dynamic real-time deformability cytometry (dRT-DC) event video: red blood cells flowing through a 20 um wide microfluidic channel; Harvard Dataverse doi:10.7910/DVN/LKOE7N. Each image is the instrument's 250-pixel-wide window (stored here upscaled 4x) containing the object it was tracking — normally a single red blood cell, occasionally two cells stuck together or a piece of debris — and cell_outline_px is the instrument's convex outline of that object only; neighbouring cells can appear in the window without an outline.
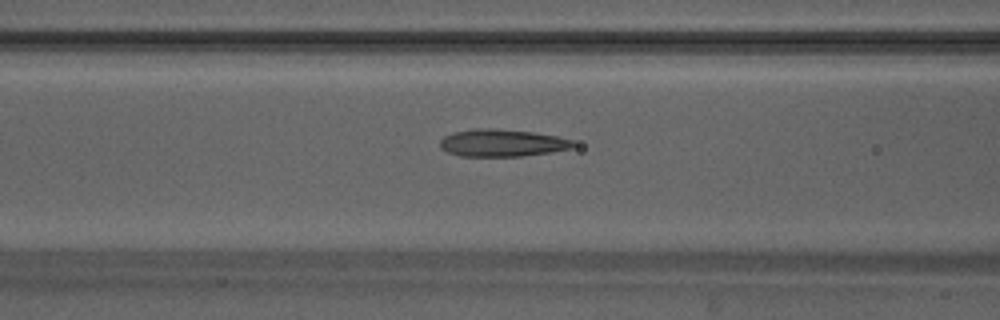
{"species": "Egyptian fruit bat (a non-hibernating species)", "species_latin": "Rousettus aegyptiacus", "temperature_condition": "warm", "stored_images_in_passage": 40, "camera_frame_rate_fps": 3000, "um_per_image_px": 0.085, "animal": {"sex": "male"}, "frame": {"image": 1, "passage_image": 11, "time_ms": 3.333, "image_size_px": [1000, 320], "cell_outline_px": [[576, 144], [572, 148], [552, 152], [520, 156], [460, 156], [448, 152], [440, 148], [440, 140], [444, 136], [452, 132], [472, 128], [496, 128], [532, 132], [556, 136], [572, 140]], "centroid_in_image_um": [42.65, 12.14], "position_along_channel_um": 124.0, "area_um2": 21.33}}
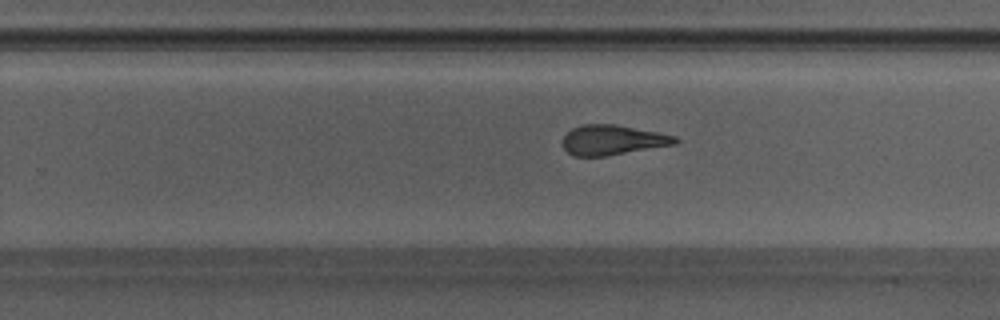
{"frame": {"image": 2, "passage_image": 22, "time_ms": 7.0, "image_size_px": [1000, 320], "cell_outline_px": [[680, 140], [676, 144], [604, 156], [572, 156], [564, 148], [564, 136], [572, 128], [584, 124], [616, 124], [676, 136]], "centroid_in_image_um": [52.08, 11.89], "position_along_channel_um": 277.7, "area_um2": 19.42}}
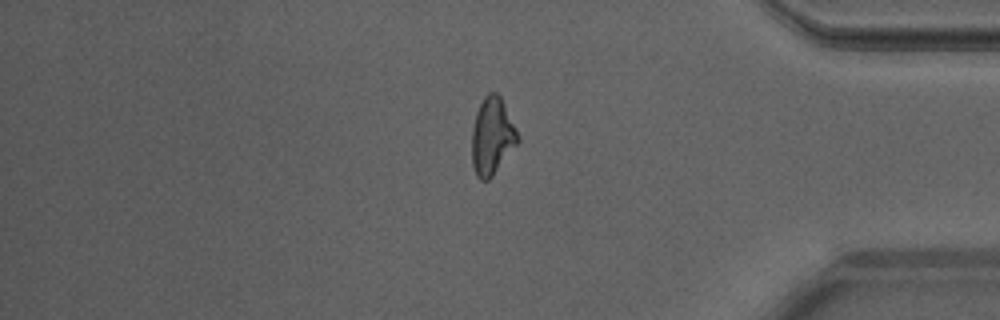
{"frame": {"image": 3, "passage_image": 32, "time_ms": 10.333, "image_size_px": [1000, 320], "cell_outline_px": [[520, 140], [492, 176], [488, 180], [480, 180], [476, 176], [472, 164], [472, 128], [476, 112], [484, 96], [488, 92], [496, 92], [500, 96], [520, 136]], "centroid_in_image_um": [41.82, 11.58], "position_along_channel_um": 393.4, "area_um2": 20.58}, "authors_computed_cell_mechanics": {"area_um2": 20.4901, "velocity_mm_per_s": 4.2079, "shape_relaxation_time_tau1_ms": 6.2934, "shape_relaxation_time_tau2_ms": 1.7845, "deformation_change_tau1": 0.2258, "deformation_change_tau2": 0.1245}}